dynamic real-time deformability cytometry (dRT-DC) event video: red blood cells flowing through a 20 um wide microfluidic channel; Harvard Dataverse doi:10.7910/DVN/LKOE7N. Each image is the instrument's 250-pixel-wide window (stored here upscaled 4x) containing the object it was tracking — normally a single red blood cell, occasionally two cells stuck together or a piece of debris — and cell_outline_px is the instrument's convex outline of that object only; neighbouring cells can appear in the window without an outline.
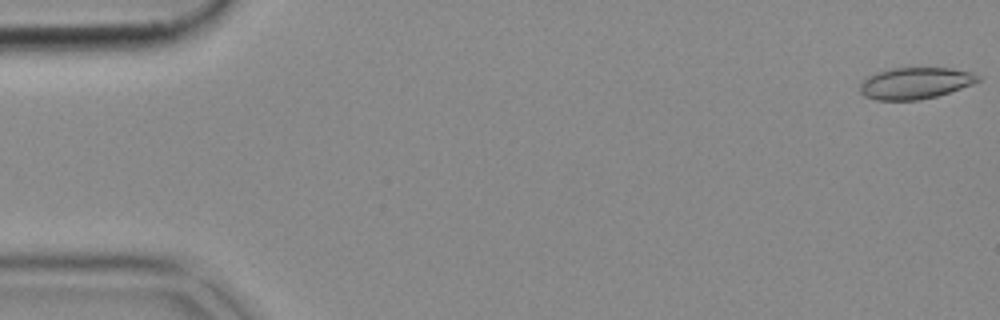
{"species": "common noctule bat (a hibernating species)", "species_latin": "Nyctalus noctula", "temperature_condition": "cold", "stored_images_in_passage": 52, "camera_frame_rate_fps": 3000, "um_per_image_px": 0.085, "animal": {"sex": "female", "body_mass_g": 18.4}, "frame": {"image": 1, "passage_image": 1, "time_ms": 0.0, "image_size_px": [1000, 320], "cell_outline_px": [[984, 76], [980, 80], [972, 84], [936, 96], [920, 100], [876, 100], [864, 96], [860, 92], [860, 84], [864, 76], [876, 72], [892, 68], [952, 68], [972, 72]], "centroid_in_image_um": [77.77, 7.06], "position_along_channel_um": 7.2, "area_um2": 21.91}}
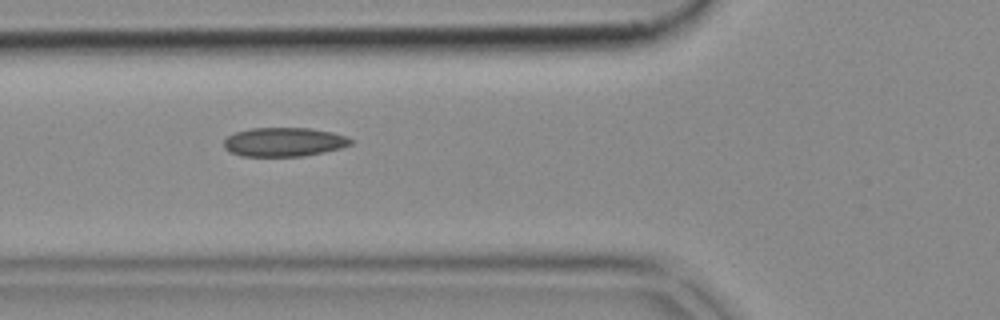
{"frame": {"image": 2, "passage_image": 19, "time_ms": 6.0, "image_size_px": [1000, 320], "cell_outline_px": [[352, 144], [340, 148], [324, 152], [304, 156], [240, 156], [228, 152], [224, 148], [224, 140], [228, 136], [236, 132], [252, 128], [312, 128], [332, 132], [348, 136], [352, 140]], "centroid_in_image_um": [24.14, 12.07], "position_along_channel_um": 101.7, "area_um2": 21.56}}
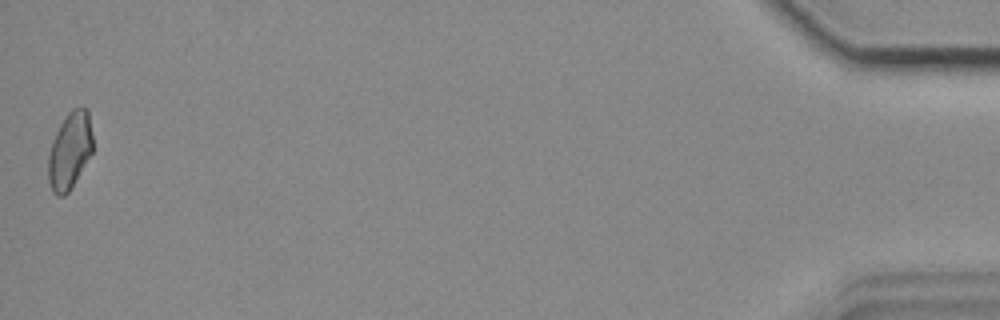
{"frame": {"image": 3, "passage_image": 52, "time_ms": 17.0, "image_size_px": [1000, 320], "cell_outline_px": [[92, 152], [68, 192], [64, 196], [56, 196], [52, 192], [48, 180], [48, 156], [52, 140], [60, 124], [68, 112], [72, 108], [88, 108], [92, 132]], "centroid_in_image_um": [5.91, 12.79], "position_along_channel_um": 429.3, "area_um2": 19.88}}